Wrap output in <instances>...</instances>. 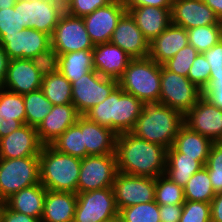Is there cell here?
I'll return each instance as SVG.
<instances>
[{
    "label": "cell",
    "instance_id": "33",
    "mask_svg": "<svg viewBox=\"0 0 222 222\" xmlns=\"http://www.w3.org/2000/svg\"><path fill=\"white\" fill-rule=\"evenodd\" d=\"M185 200L210 203L215 197L207 169L203 166L195 172L183 187Z\"/></svg>",
    "mask_w": 222,
    "mask_h": 222
},
{
    "label": "cell",
    "instance_id": "26",
    "mask_svg": "<svg viewBox=\"0 0 222 222\" xmlns=\"http://www.w3.org/2000/svg\"><path fill=\"white\" fill-rule=\"evenodd\" d=\"M25 115L23 95L2 88L0 91V139L23 126Z\"/></svg>",
    "mask_w": 222,
    "mask_h": 222
},
{
    "label": "cell",
    "instance_id": "4",
    "mask_svg": "<svg viewBox=\"0 0 222 222\" xmlns=\"http://www.w3.org/2000/svg\"><path fill=\"white\" fill-rule=\"evenodd\" d=\"M81 158L43 145L39 154L40 183L51 191L77 193Z\"/></svg>",
    "mask_w": 222,
    "mask_h": 222
},
{
    "label": "cell",
    "instance_id": "48",
    "mask_svg": "<svg viewBox=\"0 0 222 222\" xmlns=\"http://www.w3.org/2000/svg\"><path fill=\"white\" fill-rule=\"evenodd\" d=\"M183 210V204L159 205L161 222H179Z\"/></svg>",
    "mask_w": 222,
    "mask_h": 222
},
{
    "label": "cell",
    "instance_id": "12",
    "mask_svg": "<svg viewBox=\"0 0 222 222\" xmlns=\"http://www.w3.org/2000/svg\"><path fill=\"white\" fill-rule=\"evenodd\" d=\"M112 189L118 211L132 205L155 201V178L118 172Z\"/></svg>",
    "mask_w": 222,
    "mask_h": 222
},
{
    "label": "cell",
    "instance_id": "18",
    "mask_svg": "<svg viewBox=\"0 0 222 222\" xmlns=\"http://www.w3.org/2000/svg\"><path fill=\"white\" fill-rule=\"evenodd\" d=\"M42 146L36 127L24 124L0 139V159L39 156Z\"/></svg>",
    "mask_w": 222,
    "mask_h": 222
},
{
    "label": "cell",
    "instance_id": "28",
    "mask_svg": "<svg viewBox=\"0 0 222 222\" xmlns=\"http://www.w3.org/2000/svg\"><path fill=\"white\" fill-rule=\"evenodd\" d=\"M77 193L47 190L41 222H73Z\"/></svg>",
    "mask_w": 222,
    "mask_h": 222
},
{
    "label": "cell",
    "instance_id": "6",
    "mask_svg": "<svg viewBox=\"0 0 222 222\" xmlns=\"http://www.w3.org/2000/svg\"><path fill=\"white\" fill-rule=\"evenodd\" d=\"M39 183V156L0 159V203L20 190Z\"/></svg>",
    "mask_w": 222,
    "mask_h": 222
},
{
    "label": "cell",
    "instance_id": "5",
    "mask_svg": "<svg viewBox=\"0 0 222 222\" xmlns=\"http://www.w3.org/2000/svg\"><path fill=\"white\" fill-rule=\"evenodd\" d=\"M160 65L153 59L135 58L130 61L118 86L143 103H159L161 91Z\"/></svg>",
    "mask_w": 222,
    "mask_h": 222
},
{
    "label": "cell",
    "instance_id": "29",
    "mask_svg": "<svg viewBox=\"0 0 222 222\" xmlns=\"http://www.w3.org/2000/svg\"><path fill=\"white\" fill-rule=\"evenodd\" d=\"M46 192L47 189L41 183L35 184L13 194L4 203L13 211L41 220Z\"/></svg>",
    "mask_w": 222,
    "mask_h": 222
},
{
    "label": "cell",
    "instance_id": "24",
    "mask_svg": "<svg viewBox=\"0 0 222 222\" xmlns=\"http://www.w3.org/2000/svg\"><path fill=\"white\" fill-rule=\"evenodd\" d=\"M188 44L187 30L171 23L158 37L149 43L148 57L159 65H163Z\"/></svg>",
    "mask_w": 222,
    "mask_h": 222
},
{
    "label": "cell",
    "instance_id": "44",
    "mask_svg": "<svg viewBox=\"0 0 222 222\" xmlns=\"http://www.w3.org/2000/svg\"><path fill=\"white\" fill-rule=\"evenodd\" d=\"M58 54L52 48H48L31 58V62L44 78L58 71Z\"/></svg>",
    "mask_w": 222,
    "mask_h": 222
},
{
    "label": "cell",
    "instance_id": "56",
    "mask_svg": "<svg viewBox=\"0 0 222 222\" xmlns=\"http://www.w3.org/2000/svg\"><path fill=\"white\" fill-rule=\"evenodd\" d=\"M100 222H120L119 215Z\"/></svg>",
    "mask_w": 222,
    "mask_h": 222
},
{
    "label": "cell",
    "instance_id": "36",
    "mask_svg": "<svg viewBox=\"0 0 222 222\" xmlns=\"http://www.w3.org/2000/svg\"><path fill=\"white\" fill-rule=\"evenodd\" d=\"M189 44L204 53L222 39V24H211L187 29Z\"/></svg>",
    "mask_w": 222,
    "mask_h": 222
},
{
    "label": "cell",
    "instance_id": "19",
    "mask_svg": "<svg viewBox=\"0 0 222 222\" xmlns=\"http://www.w3.org/2000/svg\"><path fill=\"white\" fill-rule=\"evenodd\" d=\"M110 43L118 46L133 59L147 58L149 55V41L131 15L126 12L118 21L110 39Z\"/></svg>",
    "mask_w": 222,
    "mask_h": 222
},
{
    "label": "cell",
    "instance_id": "49",
    "mask_svg": "<svg viewBox=\"0 0 222 222\" xmlns=\"http://www.w3.org/2000/svg\"><path fill=\"white\" fill-rule=\"evenodd\" d=\"M1 222H41V220L13 211L5 203H2Z\"/></svg>",
    "mask_w": 222,
    "mask_h": 222
},
{
    "label": "cell",
    "instance_id": "41",
    "mask_svg": "<svg viewBox=\"0 0 222 222\" xmlns=\"http://www.w3.org/2000/svg\"><path fill=\"white\" fill-rule=\"evenodd\" d=\"M23 29L25 28L21 25L20 1H16L13 7L0 8V37L14 35Z\"/></svg>",
    "mask_w": 222,
    "mask_h": 222
},
{
    "label": "cell",
    "instance_id": "11",
    "mask_svg": "<svg viewBox=\"0 0 222 222\" xmlns=\"http://www.w3.org/2000/svg\"><path fill=\"white\" fill-rule=\"evenodd\" d=\"M112 187L77 193L73 222H100L118 216Z\"/></svg>",
    "mask_w": 222,
    "mask_h": 222
},
{
    "label": "cell",
    "instance_id": "21",
    "mask_svg": "<svg viewBox=\"0 0 222 222\" xmlns=\"http://www.w3.org/2000/svg\"><path fill=\"white\" fill-rule=\"evenodd\" d=\"M93 51L94 69L103 77L119 80L133 59L118 46L108 42L96 44Z\"/></svg>",
    "mask_w": 222,
    "mask_h": 222
},
{
    "label": "cell",
    "instance_id": "46",
    "mask_svg": "<svg viewBox=\"0 0 222 222\" xmlns=\"http://www.w3.org/2000/svg\"><path fill=\"white\" fill-rule=\"evenodd\" d=\"M203 54L210 64V81H222V39Z\"/></svg>",
    "mask_w": 222,
    "mask_h": 222
},
{
    "label": "cell",
    "instance_id": "57",
    "mask_svg": "<svg viewBox=\"0 0 222 222\" xmlns=\"http://www.w3.org/2000/svg\"><path fill=\"white\" fill-rule=\"evenodd\" d=\"M111 2H118V3H122L125 5L127 0H110Z\"/></svg>",
    "mask_w": 222,
    "mask_h": 222
},
{
    "label": "cell",
    "instance_id": "45",
    "mask_svg": "<svg viewBox=\"0 0 222 222\" xmlns=\"http://www.w3.org/2000/svg\"><path fill=\"white\" fill-rule=\"evenodd\" d=\"M110 2V0H72L65 12L75 17H83Z\"/></svg>",
    "mask_w": 222,
    "mask_h": 222
},
{
    "label": "cell",
    "instance_id": "7",
    "mask_svg": "<svg viewBox=\"0 0 222 222\" xmlns=\"http://www.w3.org/2000/svg\"><path fill=\"white\" fill-rule=\"evenodd\" d=\"M161 91L159 103L185 115L203 96V91L187 77L160 65Z\"/></svg>",
    "mask_w": 222,
    "mask_h": 222
},
{
    "label": "cell",
    "instance_id": "51",
    "mask_svg": "<svg viewBox=\"0 0 222 222\" xmlns=\"http://www.w3.org/2000/svg\"><path fill=\"white\" fill-rule=\"evenodd\" d=\"M211 222H222V192L217 193L210 202Z\"/></svg>",
    "mask_w": 222,
    "mask_h": 222
},
{
    "label": "cell",
    "instance_id": "38",
    "mask_svg": "<svg viewBox=\"0 0 222 222\" xmlns=\"http://www.w3.org/2000/svg\"><path fill=\"white\" fill-rule=\"evenodd\" d=\"M118 215L120 222H161L156 201L122 208Z\"/></svg>",
    "mask_w": 222,
    "mask_h": 222
},
{
    "label": "cell",
    "instance_id": "2",
    "mask_svg": "<svg viewBox=\"0 0 222 222\" xmlns=\"http://www.w3.org/2000/svg\"><path fill=\"white\" fill-rule=\"evenodd\" d=\"M143 107L142 101L117 86L103 102L93 106L84 116L118 135L132 131Z\"/></svg>",
    "mask_w": 222,
    "mask_h": 222
},
{
    "label": "cell",
    "instance_id": "42",
    "mask_svg": "<svg viewBox=\"0 0 222 222\" xmlns=\"http://www.w3.org/2000/svg\"><path fill=\"white\" fill-rule=\"evenodd\" d=\"M179 222H211L210 203L186 200Z\"/></svg>",
    "mask_w": 222,
    "mask_h": 222
},
{
    "label": "cell",
    "instance_id": "22",
    "mask_svg": "<svg viewBox=\"0 0 222 222\" xmlns=\"http://www.w3.org/2000/svg\"><path fill=\"white\" fill-rule=\"evenodd\" d=\"M76 124L83 133L86 156L115 154L117 135L110 128L99 125L84 115L79 116Z\"/></svg>",
    "mask_w": 222,
    "mask_h": 222
},
{
    "label": "cell",
    "instance_id": "9",
    "mask_svg": "<svg viewBox=\"0 0 222 222\" xmlns=\"http://www.w3.org/2000/svg\"><path fill=\"white\" fill-rule=\"evenodd\" d=\"M117 173L115 154L86 156L81 159L77 193L112 187Z\"/></svg>",
    "mask_w": 222,
    "mask_h": 222
},
{
    "label": "cell",
    "instance_id": "3",
    "mask_svg": "<svg viewBox=\"0 0 222 222\" xmlns=\"http://www.w3.org/2000/svg\"><path fill=\"white\" fill-rule=\"evenodd\" d=\"M184 124V115L161 103H144L131 133L169 149Z\"/></svg>",
    "mask_w": 222,
    "mask_h": 222
},
{
    "label": "cell",
    "instance_id": "58",
    "mask_svg": "<svg viewBox=\"0 0 222 222\" xmlns=\"http://www.w3.org/2000/svg\"><path fill=\"white\" fill-rule=\"evenodd\" d=\"M1 215H2V203H0V222H1Z\"/></svg>",
    "mask_w": 222,
    "mask_h": 222
},
{
    "label": "cell",
    "instance_id": "39",
    "mask_svg": "<svg viewBox=\"0 0 222 222\" xmlns=\"http://www.w3.org/2000/svg\"><path fill=\"white\" fill-rule=\"evenodd\" d=\"M204 167L208 171L209 178L215 194L222 192V141L212 144L208 159Z\"/></svg>",
    "mask_w": 222,
    "mask_h": 222
},
{
    "label": "cell",
    "instance_id": "15",
    "mask_svg": "<svg viewBox=\"0 0 222 222\" xmlns=\"http://www.w3.org/2000/svg\"><path fill=\"white\" fill-rule=\"evenodd\" d=\"M184 124L213 142L222 141V110L203 96L184 115Z\"/></svg>",
    "mask_w": 222,
    "mask_h": 222
},
{
    "label": "cell",
    "instance_id": "55",
    "mask_svg": "<svg viewBox=\"0 0 222 222\" xmlns=\"http://www.w3.org/2000/svg\"><path fill=\"white\" fill-rule=\"evenodd\" d=\"M53 1L56 4L60 5L65 10L72 0H53Z\"/></svg>",
    "mask_w": 222,
    "mask_h": 222
},
{
    "label": "cell",
    "instance_id": "32",
    "mask_svg": "<svg viewBox=\"0 0 222 222\" xmlns=\"http://www.w3.org/2000/svg\"><path fill=\"white\" fill-rule=\"evenodd\" d=\"M41 90L52 105L72 103V84L59 71L43 78Z\"/></svg>",
    "mask_w": 222,
    "mask_h": 222
},
{
    "label": "cell",
    "instance_id": "47",
    "mask_svg": "<svg viewBox=\"0 0 222 222\" xmlns=\"http://www.w3.org/2000/svg\"><path fill=\"white\" fill-rule=\"evenodd\" d=\"M203 97L222 110V81H209L203 90Z\"/></svg>",
    "mask_w": 222,
    "mask_h": 222
},
{
    "label": "cell",
    "instance_id": "35",
    "mask_svg": "<svg viewBox=\"0 0 222 222\" xmlns=\"http://www.w3.org/2000/svg\"><path fill=\"white\" fill-rule=\"evenodd\" d=\"M50 145L58 152L81 159L86 157V147L83 146V133L76 123L65 130Z\"/></svg>",
    "mask_w": 222,
    "mask_h": 222
},
{
    "label": "cell",
    "instance_id": "52",
    "mask_svg": "<svg viewBox=\"0 0 222 222\" xmlns=\"http://www.w3.org/2000/svg\"><path fill=\"white\" fill-rule=\"evenodd\" d=\"M9 61L10 59L4 51V48L0 45V85H3L6 79Z\"/></svg>",
    "mask_w": 222,
    "mask_h": 222
},
{
    "label": "cell",
    "instance_id": "10",
    "mask_svg": "<svg viewBox=\"0 0 222 222\" xmlns=\"http://www.w3.org/2000/svg\"><path fill=\"white\" fill-rule=\"evenodd\" d=\"M94 46L87 33L83 18L64 12L51 36V47L57 54L92 50Z\"/></svg>",
    "mask_w": 222,
    "mask_h": 222
},
{
    "label": "cell",
    "instance_id": "54",
    "mask_svg": "<svg viewBox=\"0 0 222 222\" xmlns=\"http://www.w3.org/2000/svg\"><path fill=\"white\" fill-rule=\"evenodd\" d=\"M15 5V0H0V8H10Z\"/></svg>",
    "mask_w": 222,
    "mask_h": 222
},
{
    "label": "cell",
    "instance_id": "40",
    "mask_svg": "<svg viewBox=\"0 0 222 222\" xmlns=\"http://www.w3.org/2000/svg\"><path fill=\"white\" fill-rule=\"evenodd\" d=\"M197 55L198 51L188 44L165 62L163 66L173 73L187 77L190 67Z\"/></svg>",
    "mask_w": 222,
    "mask_h": 222
},
{
    "label": "cell",
    "instance_id": "31",
    "mask_svg": "<svg viewBox=\"0 0 222 222\" xmlns=\"http://www.w3.org/2000/svg\"><path fill=\"white\" fill-rule=\"evenodd\" d=\"M202 167L196 157H189L180 152H167L165 175L182 187Z\"/></svg>",
    "mask_w": 222,
    "mask_h": 222
},
{
    "label": "cell",
    "instance_id": "30",
    "mask_svg": "<svg viewBox=\"0 0 222 222\" xmlns=\"http://www.w3.org/2000/svg\"><path fill=\"white\" fill-rule=\"evenodd\" d=\"M92 70H94L92 50L74 51L58 56V71L61 72L71 84Z\"/></svg>",
    "mask_w": 222,
    "mask_h": 222
},
{
    "label": "cell",
    "instance_id": "1",
    "mask_svg": "<svg viewBox=\"0 0 222 222\" xmlns=\"http://www.w3.org/2000/svg\"><path fill=\"white\" fill-rule=\"evenodd\" d=\"M115 156L118 172L155 179L165 174L167 149L131 132L117 135Z\"/></svg>",
    "mask_w": 222,
    "mask_h": 222
},
{
    "label": "cell",
    "instance_id": "27",
    "mask_svg": "<svg viewBox=\"0 0 222 222\" xmlns=\"http://www.w3.org/2000/svg\"><path fill=\"white\" fill-rule=\"evenodd\" d=\"M213 143L209 138L183 124L175 137L173 145L167 149V152H180L189 157H196V160L204 166Z\"/></svg>",
    "mask_w": 222,
    "mask_h": 222
},
{
    "label": "cell",
    "instance_id": "43",
    "mask_svg": "<svg viewBox=\"0 0 222 222\" xmlns=\"http://www.w3.org/2000/svg\"><path fill=\"white\" fill-rule=\"evenodd\" d=\"M210 70V64L204 54L198 53L190 67L187 78L203 91L209 85Z\"/></svg>",
    "mask_w": 222,
    "mask_h": 222
},
{
    "label": "cell",
    "instance_id": "16",
    "mask_svg": "<svg viewBox=\"0 0 222 222\" xmlns=\"http://www.w3.org/2000/svg\"><path fill=\"white\" fill-rule=\"evenodd\" d=\"M126 12L124 4L110 2L82 17L87 33L94 45L110 42L118 21Z\"/></svg>",
    "mask_w": 222,
    "mask_h": 222
},
{
    "label": "cell",
    "instance_id": "20",
    "mask_svg": "<svg viewBox=\"0 0 222 222\" xmlns=\"http://www.w3.org/2000/svg\"><path fill=\"white\" fill-rule=\"evenodd\" d=\"M42 81L43 77L30 59H11L2 87L10 92L24 95L41 89Z\"/></svg>",
    "mask_w": 222,
    "mask_h": 222
},
{
    "label": "cell",
    "instance_id": "8",
    "mask_svg": "<svg viewBox=\"0 0 222 222\" xmlns=\"http://www.w3.org/2000/svg\"><path fill=\"white\" fill-rule=\"evenodd\" d=\"M118 86V80L101 76L95 69L72 83V104L80 115L103 102Z\"/></svg>",
    "mask_w": 222,
    "mask_h": 222
},
{
    "label": "cell",
    "instance_id": "50",
    "mask_svg": "<svg viewBox=\"0 0 222 222\" xmlns=\"http://www.w3.org/2000/svg\"><path fill=\"white\" fill-rule=\"evenodd\" d=\"M139 6H154L159 8H172V0H127L126 10Z\"/></svg>",
    "mask_w": 222,
    "mask_h": 222
},
{
    "label": "cell",
    "instance_id": "23",
    "mask_svg": "<svg viewBox=\"0 0 222 222\" xmlns=\"http://www.w3.org/2000/svg\"><path fill=\"white\" fill-rule=\"evenodd\" d=\"M80 114L72 103L53 105L50 113L39 124L37 134L43 145H50L71 125H74Z\"/></svg>",
    "mask_w": 222,
    "mask_h": 222
},
{
    "label": "cell",
    "instance_id": "25",
    "mask_svg": "<svg viewBox=\"0 0 222 222\" xmlns=\"http://www.w3.org/2000/svg\"><path fill=\"white\" fill-rule=\"evenodd\" d=\"M144 37L151 42L171 24V8L139 6L127 11Z\"/></svg>",
    "mask_w": 222,
    "mask_h": 222
},
{
    "label": "cell",
    "instance_id": "17",
    "mask_svg": "<svg viewBox=\"0 0 222 222\" xmlns=\"http://www.w3.org/2000/svg\"><path fill=\"white\" fill-rule=\"evenodd\" d=\"M171 23L186 30L222 24L215 12L203 0H172Z\"/></svg>",
    "mask_w": 222,
    "mask_h": 222
},
{
    "label": "cell",
    "instance_id": "34",
    "mask_svg": "<svg viewBox=\"0 0 222 222\" xmlns=\"http://www.w3.org/2000/svg\"><path fill=\"white\" fill-rule=\"evenodd\" d=\"M25 105V124L38 127L52 109L51 102L41 89L23 95Z\"/></svg>",
    "mask_w": 222,
    "mask_h": 222
},
{
    "label": "cell",
    "instance_id": "37",
    "mask_svg": "<svg viewBox=\"0 0 222 222\" xmlns=\"http://www.w3.org/2000/svg\"><path fill=\"white\" fill-rule=\"evenodd\" d=\"M155 201L158 205L184 204V188L165 174L160 175L155 179Z\"/></svg>",
    "mask_w": 222,
    "mask_h": 222
},
{
    "label": "cell",
    "instance_id": "13",
    "mask_svg": "<svg viewBox=\"0 0 222 222\" xmlns=\"http://www.w3.org/2000/svg\"><path fill=\"white\" fill-rule=\"evenodd\" d=\"M65 10L53 0H20L21 25L52 36Z\"/></svg>",
    "mask_w": 222,
    "mask_h": 222
},
{
    "label": "cell",
    "instance_id": "14",
    "mask_svg": "<svg viewBox=\"0 0 222 222\" xmlns=\"http://www.w3.org/2000/svg\"><path fill=\"white\" fill-rule=\"evenodd\" d=\"M0 45L10 60L31 59L51 47V36L33 28H25L14 35H2Z\"/></svg>",
    "mask_w": 222,
    "mask_h": 222
},
{
    "label": "cell",
    "instance_id": "53",
    "mask_svg": "<svg viewBox=\"0 0 222 222\" xmlns=\"http://www.w3.org/2000/svg\"><path fill=\"white\" fill-rule=\"evenodd\" d=\"M216 14L219 21L222 23V0H203Z\"/></svg>",
    "mask_w": 222,
    "mask_h": 222
}]
</instances>
